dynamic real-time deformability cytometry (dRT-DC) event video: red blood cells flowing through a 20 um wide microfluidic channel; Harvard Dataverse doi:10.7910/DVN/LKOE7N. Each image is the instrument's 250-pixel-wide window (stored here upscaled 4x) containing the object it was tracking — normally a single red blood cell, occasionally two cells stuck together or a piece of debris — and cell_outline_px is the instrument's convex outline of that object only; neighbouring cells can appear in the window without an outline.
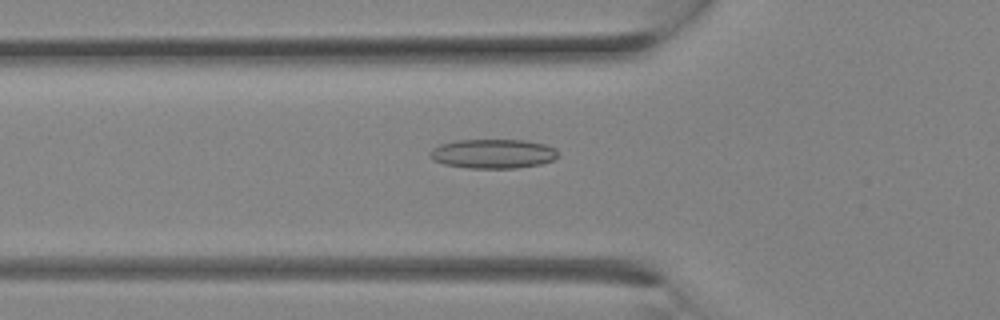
{"species": "Egyptian fruit bat (a non-hibernating species)", "species_latin": "Rousettus aegyptiacus", "temperature_condition": "room temperature", "stored_images_in_passage": 8, "camera_frame_rate_fps": 3000, "um_per_image_px": 0.085, "animal": {"sex": "female"}, "frame": {"image": 1, "passage_image": 4, "time_ms": 1.0, "image_size_px": [1000, 320], "cell_outline_px": [[560, 156], [552, 160], [540, 164], [516, 168], [468, 168], [444, 164], [432, 160], [428, 156], [428, 152], [432, 148], [440, 144], [456, 140], [524, 140], [544, 144], [556, 148], [560, 152]], "centroid_in_image_um": [41.9, 13.06], "position_along_channel_um": 83.9, "area_um2": 22.14}}
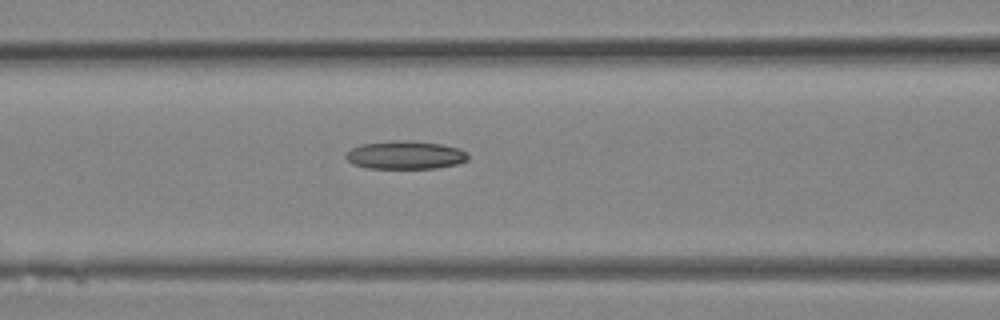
{"frame": {"image": 2, "passage_image": 6, "time_ms": 1.667, "image_size_px": [1000, 320], "cell_outline_px": [[468, 160], [456, 164], [436, 168], [368, 168], [352, 164], [344, 156], [352, 148], [360, 144], [396, 140], [408, 140], [444, 144], [460, 148], [468, 152]], "centroid_in_image_um": [34.48, 13.17], "position_along_channel_um": 132.1, "area_um2": 20.23}}
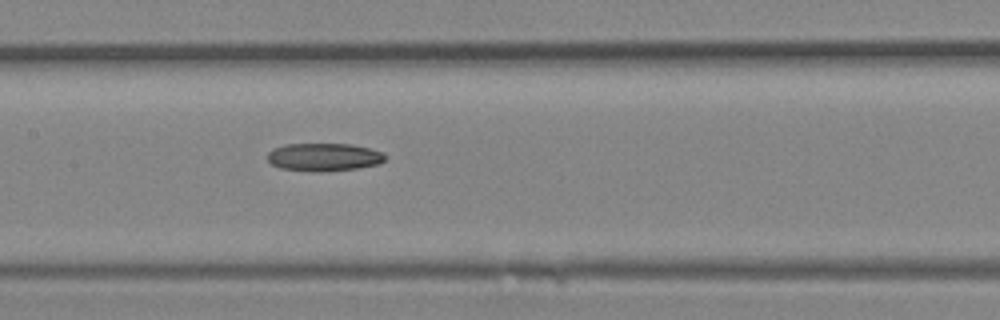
{"frame": {"image": 3, "passage_image": 8, "time_ms": 2.333, "image_size_px": [1000, 320], "cell_outline_px": [[388, 156], [380, 164], [360, 168], [280, 168], [272, 164], [268, 160], [268, 152], [272, 148], [284, 144], [352, 144], [384, 152]], "centroid_in_image_um": [27.59, 13.28], "position_along_channel_um": 179.8, "area_um2": 18.21}}